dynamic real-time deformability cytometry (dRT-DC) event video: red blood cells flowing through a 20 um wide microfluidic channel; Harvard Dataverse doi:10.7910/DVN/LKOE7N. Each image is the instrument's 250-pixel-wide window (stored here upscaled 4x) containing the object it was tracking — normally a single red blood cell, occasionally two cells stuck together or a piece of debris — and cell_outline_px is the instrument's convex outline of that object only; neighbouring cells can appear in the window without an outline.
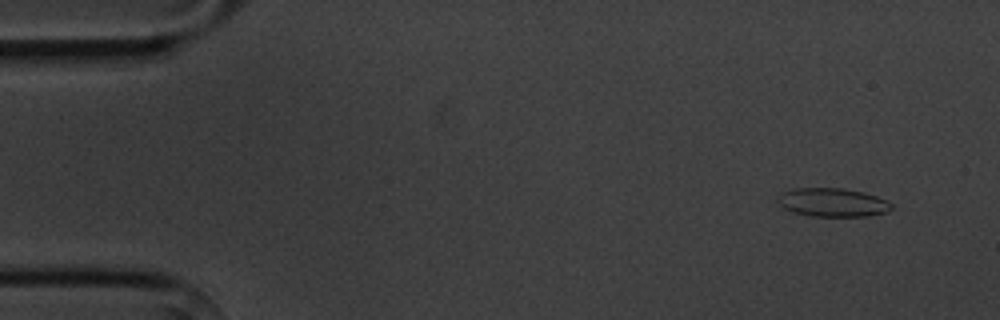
{"species": "common noctule bat (a hibernating species)", "species_latin": "Nyctalus noctula", "temperature_condition": "cold", "stored_images_in_passage": 7, "camera_frame_rate_fps": 3000, "um_per_image_px": 0.085, "animal": {"sex": "male", "body_mass_g": 20.1, "forearm_length_mm": 53.5}, "frame": {"image": 1, "passage_image": 2, "time_ms": 1.0, "image_size_px": [1000, 320], "cell_outline_px": [[892, 208], [888, 212], [868, 216], [808, 216], [792, 212], [784, 208], [776, 200], [780, 192], [792, 188], [844, 188], [864, 192], [876, 196], [892, 204]], "centroid_in_image_um": [70.73, 17.2], "position_along_channel_um": 14.3, "area_um2": 19.13}}
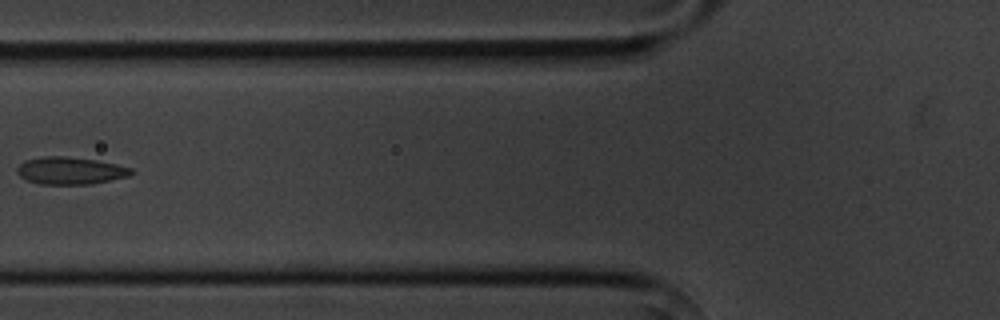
{"frame": {"image": 2, "passage_image": 6, "time_ms": 6.667, "image_size_px": [1000, 320], "cell_outline_px": [[136, 172], [128, 176], [92, 184], [40, 184], [28, 180], [20, 176], [16, 172], [16, 168], [20, 164], [28, 160], [44, 156], [64, 156], [96, 160], [116, 164], [132, 168]], "centroid_in_image_um": [6.0, 14.51], "position_along_channel_um": 119.8, "area_um2": 18.09}}
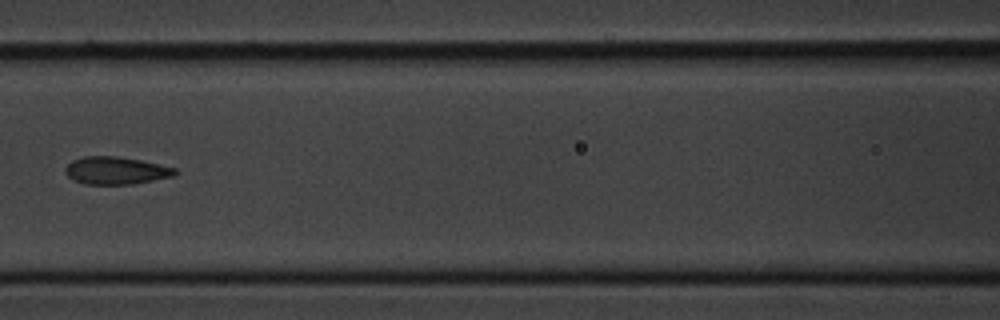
{"frame": {"image": 3, "passage_image": 7, "time_ms": 7.667, "image_size_px": [1000, 320], "cell_outline_px": [[180, 172], [176, 176], [132, 184], [84, 184], [72, 180], [64, 172], [64, 168], [72, 160], [84, 156], [116, 156], [140, 160], [176, 168]], "centroid_in_image_um": [9.86, 14.5], "position_along_channel_um": 156.7, "area_um2": 17.8}}